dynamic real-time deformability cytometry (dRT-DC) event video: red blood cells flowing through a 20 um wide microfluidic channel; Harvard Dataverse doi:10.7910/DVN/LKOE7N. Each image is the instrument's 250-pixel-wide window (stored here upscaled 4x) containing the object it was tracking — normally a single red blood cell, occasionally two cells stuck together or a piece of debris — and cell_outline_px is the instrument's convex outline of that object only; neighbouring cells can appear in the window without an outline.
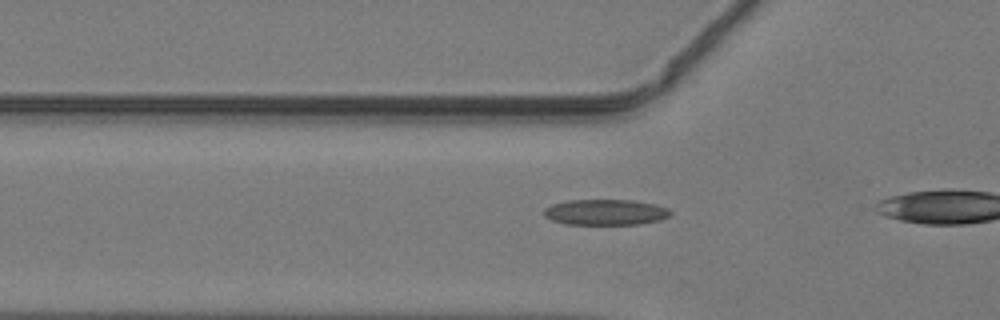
{"species": "common noctule bat (a hibernating species)", "species_latin": "Nyctalus noctula", "temperature_condition": "warm", "stored_images_in_passage": 14, "camera_frame_rate_fps": 3000, "um_per_image_px": 0.085, "animal": {"sex": "male", "body_mass_g": 19.2, "forearm_length_mm": 51.8}, "frame": {"image": 1, "passage_image": 3, "time_ms": 0.667, "image_size_px": [1000, 320], "cell_outline_px": [[672, 212], [668, 216], [660, 220], [640, 224], [568, 224], [552, 220], [544, 216], [544, 208], [552, 204], [568, 200], [632, 200], [656, 204], [668, 208]], "centroid_in_image_um": [51.48, 18.03], "position_along_channel_um": 74.3, "area_um2": 18.96}}
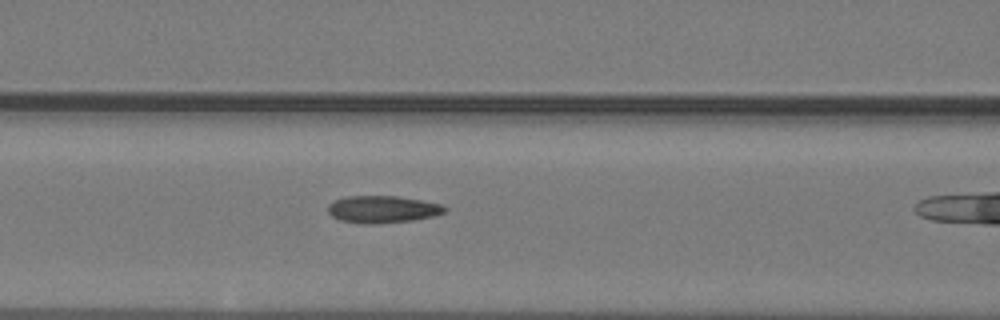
{"frame": {"image": 2, "passage_image": 7, "time_ms": 2.0, "image_size_px": [1000, 320], "cell_outline_px": [[448, 208], [444, 212], [432, 216], [412, 220], [376, 224], [368, 224], [340, 220], [332, 216], [328, 212], [328, 204], [336, 200], [348, 196], [396, 196], [420, 200], [440, 204]], "centroid_in_image_um": [32.5, 17.79], "position_along_channel_um": 134.1, "area_um2": 18.26}}
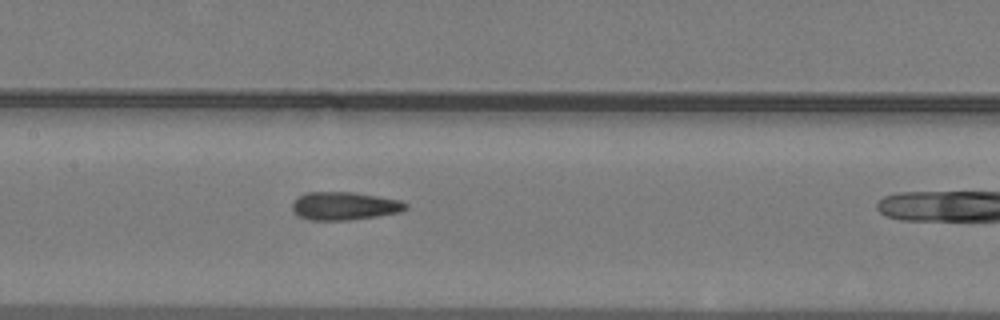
{"frame": {"image": 3, "passage_image": 10, "time_ms": 3.0, "image_size_px": [1000, 320], "cell_outline_px": [[408, 208], [400, 212], [376, 216], [348, 220], [312, 220], [300, 216], [292, 208], [292, 204], [300, 196], [308, 192], [356, 192], [400, 200], [408, 204]], "centroid_in_image_um": [29.33, 17.5], "position_along_channel_um": 178.1, "area_um2": 18.38}}